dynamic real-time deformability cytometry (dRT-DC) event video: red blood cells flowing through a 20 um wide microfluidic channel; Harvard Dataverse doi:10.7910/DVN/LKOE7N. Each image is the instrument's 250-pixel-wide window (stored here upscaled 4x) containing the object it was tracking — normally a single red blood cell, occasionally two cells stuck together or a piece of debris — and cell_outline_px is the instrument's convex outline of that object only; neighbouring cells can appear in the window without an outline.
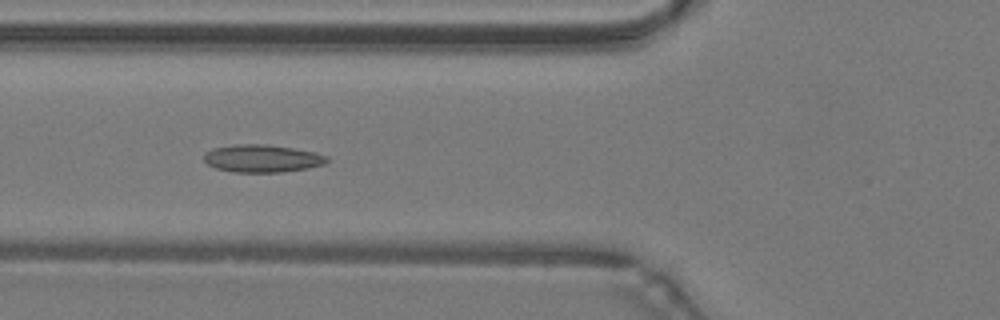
{"species": "common noctule bat (a hibernating species)", "species_latin": "Nyctalus noctula", "temperature_condition": "warm", "stored_images_in_passage": 41, "camera_frame_rate_fps": 3000, "um_per_image_px": 0.085, "animal": {"sex": "male", "body_mass_g": 19.2, "forearm_length_mm": 51.8}, "frame": {"image": 1, "passage_image": 11, "time_ms": 3.333, "image_size_px": [1000, 320], "cell_outline_px": [[328, 160], [324, 164], [308, 168], [280, 172], [232, 172], [216, 168], [208, 164], [204, 160], [204, 152], [212, 148], [236, 144], [264, 144], [292, 148], [316, 152], [328, 156]], "centroid_in_image_um": [22.27, 13.46], "position_along_channel_um": 103.5, "area_um2": 19.83}}
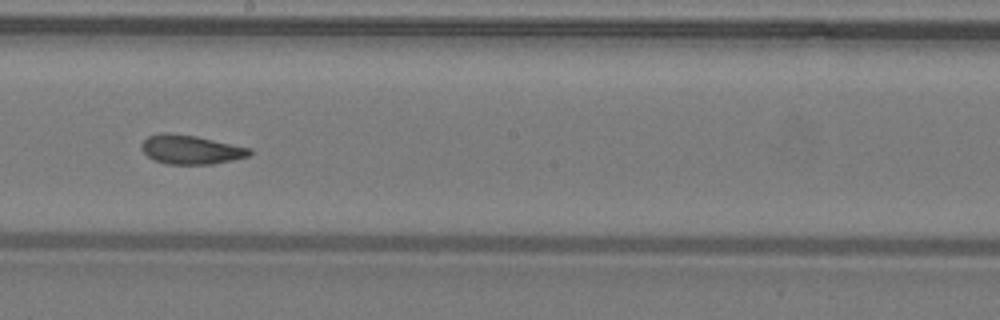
{"frame": {"image": 2, "passage_image": 20, "time_ms": 6.333, "image_size_px": [1000, 320], "cell_outline_px": [[252, 152], [248, 156], [232, 160], [212, 164], [168, 164], [156, 160], [148, 156], [140, 148], [140, 144], [148, 136], [160, 132], [168, 132], [196, 136], [252, 148]], "centroid_in_image_um": [16.21, 12.7], "position_along_channel_um": 232.0, "area_um2": 18.32}}
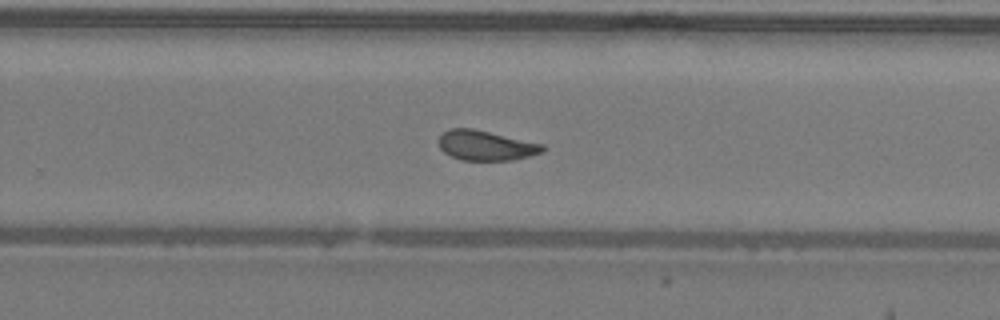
{"frame": {"image": 3, "passage_image": 24, "time_ms": 7.667, "image_size_px": [1000, 320], "cell_outline_px": [[548, 148], [544, 152], [512, 160], [460, 160], [444, 152], [440, 148], [440, 136], [448, 128], [472, 128], [544, 144]], "centroid_in_image_um": [41.34, 12.36], "position_along_channel_um": 288.5, "area_um2": 18.09}, "authors_computed_cell_mechanics": {"area_um2": 18.3226, "velocity_mm_per_s": 4.2611, "shape_relaxation_time_tau1_ms": null, "shape_relaxation_time_tau2_ms": 1.4321, "deformation_change_tau1": null, "deformation_change_tau2": 0.0809}}